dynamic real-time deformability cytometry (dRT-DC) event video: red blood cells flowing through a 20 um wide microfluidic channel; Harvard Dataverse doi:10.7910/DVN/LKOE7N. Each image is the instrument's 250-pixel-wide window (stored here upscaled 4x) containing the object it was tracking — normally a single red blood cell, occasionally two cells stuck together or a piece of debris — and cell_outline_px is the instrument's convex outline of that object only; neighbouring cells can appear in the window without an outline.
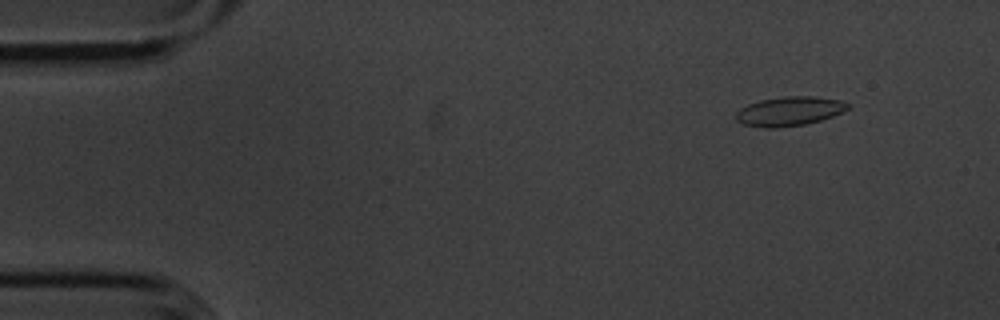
{"species": "common noctule bat (a hibernating species)", "species_latin": "Nyctalus noctula", "temperature_condition": "cold", "stored_images_in_passage": 50, "camera_frame_rate_fps": 3000, "um_per_image_px": 0.085, "animal": {"sex": "male", "body_mass_g": 20.1, "forearm_length_mm": 53.5}, "frame": {"image": 1, "passage_image": 1, "time_ms": 0.0, "image_size_px": [1000, 320], "cell_outline_px": [[852, 104], [848, 108], [832, 116], [820, 120], [804, 124], [772, 128], [764, 128], [744, 124], [736, 120], [736, 112], [740, 108], [748, 104], [760, 100], [784, 96], [812, 96], [840, 100]], "centroid_in_image_um": [67.08, 9.44], "position_along_channel_um": 17.9, "area_um2": 18.9}}
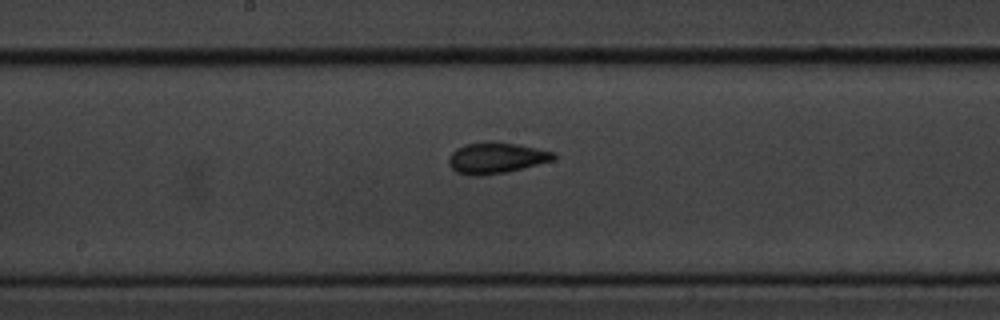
{"frame": {"image": 2, "passage_image": 24, "time_ms": 7.667, "image_size_px": [1000, 320], "cell_outline_px": [[556, 160], [504, 172], [480, 176], [472, 176], [456, 172], [448, 164], [448, 156], [456, 148], [464, 144], [484, 140], [492, 140], [516, 144], [556, 152]], "centroid_in_image_um": [42.14, 13.4], "position_along_channel_um": 206.1, "area_um2": 19.31}}
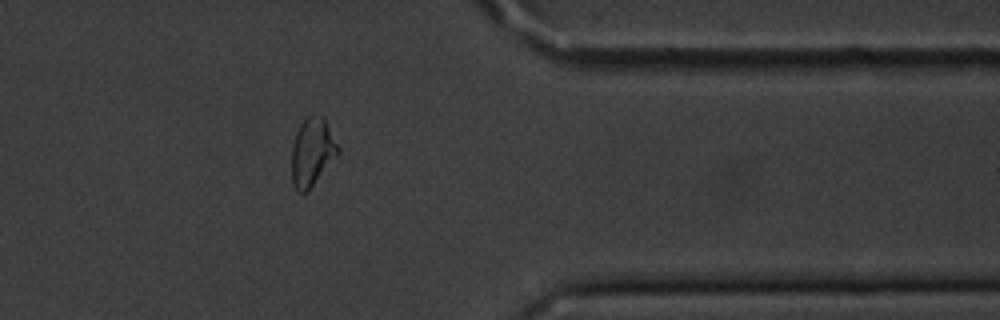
{"frame": {"image": 3, "passage_image": 40, "time_ms": 13.0, "image_size_px": [1000, 320], "cell_outline_px": [[340, 152], [308, 192], [300, 192], [292, 184], [292, 144], [296, 132], [300, 124], [308, 116], [324, 116], [340, 148]], "centroid_in_image_um": [26.55, 12.93], "position_along_channel_um": 384.9, "area_um2": 18.44}, "authors_computed_cell_mechanics": {"area_um2": 18.4382, "velocity_mm_per_s": 3.6177, "shape_relaxation_time_tau1_ms": 6.7749, "shape_relaxation_time_tau2_ms": 1.6566, "deformation_change_tau1": 0.1706, "deformation_change_tau2": 0.082}}